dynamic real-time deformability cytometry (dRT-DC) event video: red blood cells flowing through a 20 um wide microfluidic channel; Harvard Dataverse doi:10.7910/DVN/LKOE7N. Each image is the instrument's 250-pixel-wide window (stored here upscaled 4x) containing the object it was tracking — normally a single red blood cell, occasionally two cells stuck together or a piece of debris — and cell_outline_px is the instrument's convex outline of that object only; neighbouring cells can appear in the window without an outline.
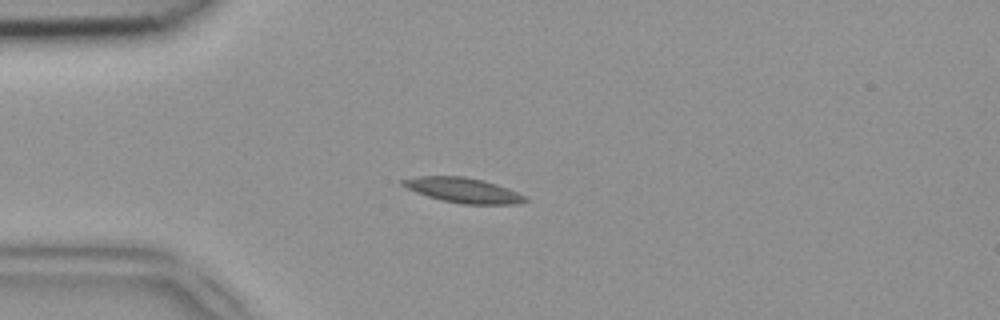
{"species": "common noctule bat (a hibernating species)", "species_latin": "Nyctalus noctula", "temperature_condition": "room temperature", "stored_images_in_passage": 39, "camera_frame_rate_fps": 3000, "um_per_image_px": 0.085, "animal": {"sex": "female", "body_mass_g": 18.4}, "frame": {"image": 1, "passage_image": 12, "time_ms": 3.667, "image_size_px": [1000, 320], "cell_outline_px": [[528, 200], [516, 204], [460, 204], [440, 200], [416, 192], [400, 184], [400, 180], [420, 176], [464, 176], [484, 180], [508, 188], [528, 196]], "centroid_in_image_um": [39.4, 16.17], "position_along_channel_um": 45.6, "area_um2": 17.92}}
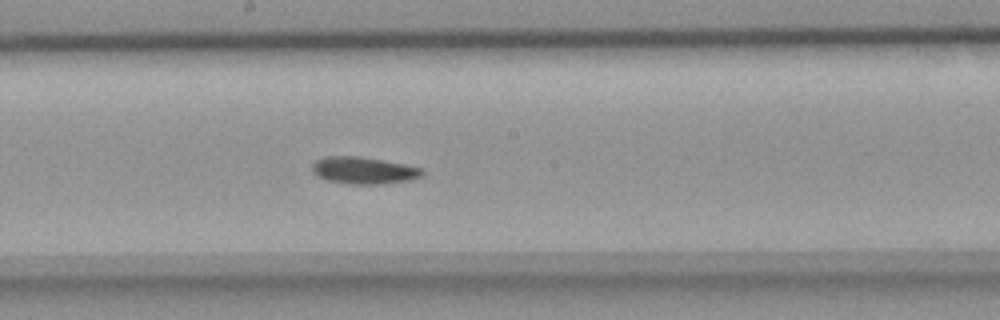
{"frame": {"image": 2, "passage_image": 26, "time_ms": 8.333, "image_size_px": [1000, 320], "cell_outline_px": [[424, 176], [412, 180], [380, 184], [348, 184], [328, 180], [312, 172], [312, 164], [316, 160], [324, 156], [360, 156], [384, 160], [424, 168]], "centroid_in_image_um": [30.96, 14.48], "position_along_channel_um": 217.2, "area_um2": 17.51}}
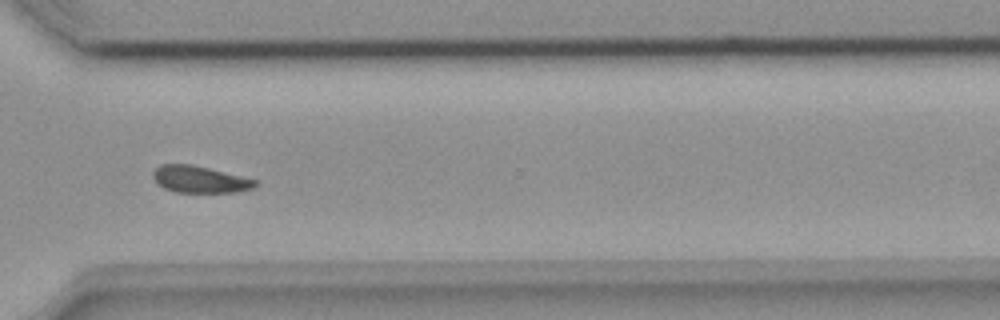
{"frame": {"image": 3, "passage_image": 36, "time_ms": 11.667, "image_size_px": [1000, 320], "cell_outline_px": [[256, 188], [236, 192], [176, 192], [164, 188], [152, 176], [152, 172], [160, 164], [192, 164], [256, 180]], "centroid_in_image_um": [16.97, 15.25], "position_along_channel_um": 353.6, "area_um2": 15.78}}